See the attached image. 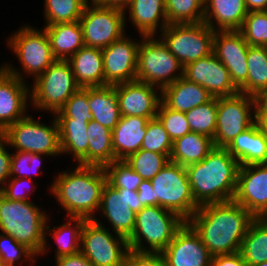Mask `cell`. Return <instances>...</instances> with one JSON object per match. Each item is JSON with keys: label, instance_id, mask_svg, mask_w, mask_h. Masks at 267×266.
<instances>
[{"label": "cell", "instance_id": "obj_33", "mask_svg": "<svg viewBox=\"0 0 267 266\" xmlns=\"http://www.w3.org/2000/svg\"><path fill=\"white\" fill-rule=\"evenodd\" d=\"M214 147L212 138L191 131L173 142L169 161L187 167L203 160Z\"/></svg>", "mask_w": 267, "mask_h": 266}, {"label": "cell", "instance_id": "obj_37", "mask_svg": "<svg viewBox=\"0 0 267 266\" xmlns=\"http://www.w3.org/2000/svg\"><path fill=\"white\" fill-rule=\"evenodd\" d=\"M88 0H44L45 25L79 21Z\"/></svg>", "mask_w": 267, "mask_h": 266}, {"label": "cell", "instance_id": "obj_3", "mask_svg": "<svg viewBox=\"0 0 267 266\" xmlns=\"http://www.w3.org/2000/svg\"><path fill=\"white\" fill-rule=\"evenodd\" d=\"M239 162L223 147H214L200 162L186 167L195 203L200 207L234 199Z\"/></svg>", "mask_w": 267, "mask_h": 266}, {"label": "cell", "instance_id": "obj_21", "mask_svg": "<svg viewBox=\"0 0 267 266\" xmlns=\"http://www.w3.org/2000/svg\"><path fill=\"white\" fill-rule=\"evenodd\" d=\"M161 254L166 266H211L212 255L187 222Z\"/></svg>", "mask_w": 267, "mask_h": 266}, {"label": "cell", "instance_id": "obj_30", "mask_svg": "<svg viewBox=\"0 0 267 266\" xmlns=\"http://www.w3.org/2000/svg\"><path fill=\"white\" fill-rule=\"evenodd\" d=\"M59 129L60 149L62 155H71L75 163L88 166L89 121L73 119H56Z\"/></svg>", "mask_w": 267, "mask_h": 266}, {"label": "cell", "instance_id": "obj_28", "mask_svg": "<svg viewBox=\"0 0 267 266\" xmlns=\"http://www.w3.org/2000/svg\"><path fill=\"white\" fill-rule=\"evenodd\" d=\"M212 98L204 87L190 82L184 77L161 90V101L168 108L183 113L207 103Z\"/></svg>", "mask_w": 267, "mask_h": 266}, {"label": "cell", "instance_id": "obj_11", "mask_svg": "<svg viewBox=\"0 0 267 266\" xmlns=\"http://www.w3.org/2000/svg\"><path fill=\"white\" fill-rule=\"evenodd\" d=\"M99 218L84 222L80 252L93 266H125L128 240L106 228Z\"/></svg>", "mask_w": 267, "mask_h": 266}, {"label": "cell", "instance_id": "obj_40", "mask_svg": "<svg viewBox=\"0 0 267 266\" xmlns=\"http://www.w3.org/2000/svg\"><path fill=\"white\" fill-rule=\"evenodd\" d=\"M192 132L214 138L217 121V98L194 107L185 113Z\"/></svg>", "mask_w": 267, "mask_h": 266}, {"label": "cell", "instance_id": "obj_26", "mask_svg": "<svg viewBox=\"0 0 267 266\" xmlns=\"http://www.w3.org/2000/svg\"><path fill=\"white\" fill-rule=\"evenodd\" d=\"M149 119L140 116H121L112 130V147L116 160H125L141 149Z\"/></svg>", "mask_w": 267, "mask_h": 266}, {"label": "cell", "instance_id": "obj_7", "mask_svg": "<svg viewBox=\"0 0 267 266\" xmlns=\"http://www.w3.org/2000/svg\"><path fill=\"white\" fill-rule=\"evenodd\" d=\"M27 114L20 120L8 126L1 138L9 148L18 152L45 154L50 157L62 155L60 149L59 129L56 118L53 117L49 124Z\"/></svg>", "mask_w": 267, "mask_h": 266}, {"label": "cell", "instance_id": "obj_22", "mask_svg": "<svg viewBox=\"0 0 267 266\" xmlns=\"http://www.w3.org/2000/svg\"><path fill=\"white\" fill-rule=\"evenodd\" d=\"M29 107V83L9 74L0 66V133L26 116Z\"/></svg>", "mask_w": 267, "mask_h": 266}, {"label": "cell", "instance_id": "obj_5", "mask_svg": "<svg viewBox=\"0 0 267 266\" xmlns=\"http://www.w3.org/2000/svg\"><path fill=\"white\" fill-rule=\"evenodd\" d=\"M41 207V208H40ZM33 201H15L0 193V231L25 245L37 257L45 241L48 211Z\"/></svg>", "mask_w": 267, "mask_h": 266}, {"label": "cell", "instance_id": "obj_50", "mask_svg": "<svg viewBox=\"0 0 267 266\" xmlns=\"http://www.w3.org/2000/svg\"><path fill=\"white\" fill-rule=\"evenodd\" d=\"M7 147H9L8 144L0 137V193L10 178L12 152Z\"/></svg>", "mask_w": 267, "mask_h": 266}, {"label": "cell", "instance_id": "obj_2", "mask_svg": "<svg viewBox=\"0 0 267 266\" xmlns=\"http://www.w3.org/2000/svg\"><path fill=\"white\" fill-rule=\"evenodd\" d=\"M72 167L53 176L54 180L48 186L49 194L67 217L94 219L98 216L102 189L107 182L106 172L99 166L77 164Z\"/></svg>", "mask_w": 267, "mask_h": 266}, {"label": "cell", "instance_id": "obj_8", "mask_svg": "<svg viewBox=\"0 0 267 266\" xmlns=\"http://www.w3.org/2000/svg\"><path fill=\"white\" fill-rule=\"evenodd\" d=\"M183 65L158 36H143L138 48L136 80L161 90L183 77Z\"/></svg>", "mask_w": 267, "mask_h": 266}, {"label": "cell", "instance_id": "obj_44", "mask_svg": "<svg viewBox=\"0 0 267 266\" xmlns=\"http://www.w3.org/2000/svg\"><path fill=\"white\" fill-rule=\"evenodd\" d=\"M45 154H34L28 152H14L12 151V158L10 164V178H28L33 179L34 175L41 174ZM40 170V171H39Z\"/></svg>", "mask_w": 267, "mask_h": 266}, {"label": "cell", "instance_id": "obj_20", "mask_svg": "<svg viewBox=\"0 0 267 266\" xmlns=\"http://www.w3.org/2000/svg\"><path fill=\"white\" fill-rule=\"evenodd\" d=\"M121 116L156 117L161 89L138 80L115 84Z\"/></svg>", "mask_w": 267, "mask_h": 266}, {"label": "cell", "instance_id": "obj_27", "mask_svg": "<svg viewBox=\"0 0 267 266\" xmlns=\"http://www.w3.org/2000/svg\"><path fill=\"white\" fill-rule=\"evenodd\" d=\"M67 61L80 88L104 86L102 49L83 46Z\"/></svg>", "mask_w": 267, "mask_h": 266}, {"label": "cell", "instance_id": "obj_49", "mask_svg": "<svg viewBox=\"0 0 267 266\" xmlns=\"http://www.w3.org/2000/svg\"><path fill=\"white\" fill-rule=\"evenodd\" d=\"M125 266H166L161 253L138 252L129 249Z\"/></svg>", "mask_w": 267, "mask_h": 266}, {"label": "cell", "instance_id": "obj_51", "mask_svg": "<svg viewBox=\"0 0 267 266\" xmlns=\"http://www.w3.org/2000/svg\"><path fill=\"white\" fill-rule=\"evenodd\" d=\"M211 266H247L240 252L212 256Z\"/></svg>", "mask_w": 267, "mask_h": 266}, {"label": "cell", "instance_id": "obj_34", "mask_svg": "<svg viewBox=\"0 0 267 266\" xmlns=\"http://www.w3.org/2000/svg\"><path fill=\"white\" fill-rule=\"evenodd\" d=\"M88 166L105 167L116 159L112 147V131L95 120H90L87 127Z\"/></svg>", "mask_w": 267, "mask_h": 266}, {"label": "cell", "instance_id": "obj_29", "mask_svg": "<svg viewBox=\"0 0 267 266\" xmlns=\"http://www.w3.org/2000/svg\"><path fill=\"white\" fill-rule=\"evenodd\" d=\"M226 149L240 166L267 164V143L256 122L235 137Z\"/></svg>", "mask_w": 267, "mask_h": 266}, {"label": "cell", "instance_id": "obj_25", "mask_svg": "<svg viewBox=\"0 0 267 266\" xmlns=\"http://www.w3.org/2000/svg\"><path fill=\"white\" fill-rule=\"evenodd\" d=\"M50 216L46 222L45 226V241L42 248V251L38 257L46 255L49 250L51 244L48 243L49 236L54 239L56 243L55 249V258L65 256V255H73L80 252V243H81V232L84 225V222L87 220L85 218H74V217H66L65 223L60 224L59 226H50ZM49 234V236H48ZM48 245V246H47Z\"/></svg>", "mask_w": 267, "mask_h": 266}, {"label": "cell", "instance_id": "obj_24", "mask_svg": "<svg viewBox=\"0 0 267 266\" xmlns=\"http://www.w3.org/2000/svg\"><path fill=\"white\" fill-rule=\"evenodd\" d=\"M248 14L244 0H205V22L214 31L240 30Z\"/></svg>", "mask_w": 267, "mask_h": 266}, {"label": "cell", "instance_id": "obj_45", "mask_svg": "<svg viewBox=\"0 0 267 266\" xmlns=\"http://www.w3.org/2000/svg\"><path fill=\"white\" fill-rule=\"evenodd\" d=\"M53 116L56 119L90 121L92 117L88 101V87L79 88Z\"/></svg>", "mask_w": 267, "mask_h": 266}, {"label": "cell", "instance_id": "obj_43", "mask_svg": "<svg viewBox=\"0 0 267 266\" xmlns=\"http://www.w3.org/2000/svg\"><path fill=\"white\" fill-rule=\"evenodd\" d=\"M239 31L249 46L267 47V11L248 12Z\"/></svg>", "mask_w": 267, "mask_h": 266}, {"label": "cell", "instance_id": "obj_42", "mask_svg": "<svg viewBox=\"0 0 267 266\" xmlns=\"http://www.w3.org/2000/svg\"><path fill=\"white\" fill-rule=\"evenodd\" d=\"M107 183L115 189L137 191L143 181L124 160H115L104 167Z\"/></svg>", "mask_w": 267, "mask_h": 266}, {"label": "cell", "instance_id": "obj_48", "mask_svg": "<svg viewBox=\"0 0 267 266\" xmlns=\"http://www.w3.org/2000/svg\"><path fill=\"white\" fill-rule=\"evenodd\" d=\"M30 183V184H29ZM29 186V187H28ZM37 189L33 179L28 178H9L1 192L7 199L15 201H32V195Z\"/></svg>", "mask_w": 267, "mask_h": 266}, {"label": "cell", "instance_id": "obj_10", "mask_svg": "<svg viewBox=\"0 0 267 266\" xmlns=\"http://www.w3.org/2000/svg\"><path fill=\"white\" fill-rule=\"evenodd\" d=\"M150 181L154 192V206L170 210L186 222L199 208L192 194L186 167L169 162Z\"/></svg>", "mask_w": 267, "mask_h": 266}, {"label": "cell", "instance_id": "obj_6", "mask_svg": "<svg viewBox=\"0 0 267 266\" xmlns=\"http://www.w3.org/2000/svg\"><path fill=\"white\" fill-rule=\"evenodd\" d=\"M185 222L178 214L160 206L143 207L136 213L135 227L128 239L129 249L161 253Z\"/></svg>", "mask_w": 267, "mask_h": 266}, {"label": "cell", "instance_id": "obj_19", "mask_svg": "<svg viewBox=\"0 0 267 266\" xmlns=\"http://www.w3.org/2000/svg\"><path fill=\"white\" fill-rule=\"evenodd\" d=\"M248 48L249 45L239 30L214 33L213 53L227 68L232 82L238 89L247 81Z\"/></svg>", "mask_w": 267, "mask_h": 266}, {"label": "cell", "instance_id": "obj_35", "mask_svg": "<svg viewBox=\"0 0 267 266\" xmlns=\"http://www.w3.org/2000/svg\"><path fill=\"white\" fill-rule=\"evenodd\" d=\"M239 252L247 266L267 261V218H255L251 222Z\"/></svg>", "mask_w": 267, "mask_h": 266}, {"label": "cell", "instance_id": "obj_17", "mask_svg": "<svg viewBox=\"0 0 267 266\" xmlns=\"http://www.w3.org/2000/svg\"><path fill=\"white\" fill-rule=\"evenodd\" d=\"M233 200L254 218H267V164L240 166Z\"/></svg>", "mask_w": 267, "mask_h": 266}, {"label": "cell", "instance_id": "obj_14", "mask_svg": "<svg viewBox=\"0 0 267 266\" xmlns=\"http://www.w3.org/2000/svg\"><path fill=\"white\" fill-rule=\"evenodd\" d=\"M79 23L84 44L88 47L104 49L127 33L123 11L90 2L86 4Z\"/></svg>", "mask_w": 267, "mask_h": 266}, {"label": "cell", "instance_id": "obj_58", "mask_svg": "<svg viewBox=\"0 0 267 266\" xmlns=\"http://www.w3.org/2000/svg\"><path fill=\"white\" fill-rule=\"evenodd\" d=\"M256 266H267V261L262 262V263H260V264H258V265H256Z\"/></svg>", "mask_w": 267, "mask_h": 266}, {"label": "cell", "instance_id": "obj_55", "mask_svg": "<svg viewBox=\"0 0 267 266\" xmlns=\"http://www.w3.org/2000/svg\"><path fill=\"white\" fill-rule=\"evenodd\" d=\"M132 0H88V2L100 6V7H106V8H113L118 9L121 11H125Z\"/></svg>", "mask_w": 267, "mask_h": 266}, {"label": "cell", "instance_id": "obj_36", "mask_svg": "<svg viewBox=\"0 0 267 266\" xmlns=\"http://www.w3.org/2000/svg\"><path fill=\"white\" fill-rule=\"evenodd\" d=\"M247 66V81L239 88V92L255 96L267 88V47L249 46Z\"/></svg>", "mask_w": 267, "mask_h": 266}, {"label": "cell", "instance_id": "obj_31", "mask_svg": "<svg viewBox=\"0 0 267 266\" xmlns=\"http://www.w3.org/2000/svg\"><path fill=\"white\" fill-rule=\"evenodd\" d=\"M43 28L48 34L51 51L56 60H68L85 46L79 21L44 25Z\"/></svg>", "mask_w": 267, "mask_h": 266}, {"label": "cell", "instance_id": "obj_38", "mask_svg": "<svg viewBox=\"0 0 267 266\" xmlns=\"http://www.w3.org/2000/svg\"><path fill=\"white\" fill-rule=\"evenodd\" d=\"M205 0H165L168 24L199 23L204 18Z\"/></svg>", "mask_w": 267, "mask_h": 266}, {"label": "cell", "instance_id": "obj_18", "mask_svg": "<svg viewBox=\"0 0 267 266\" xmlns=\"http://www.w3.org/2000/svg\"><path fill=\"white\" fill-rule=\"evenodd\" d=\"M183 77L204 87L213 98L239 93V89L232 82L227 68L214 53L185 65Z\"/></svg>", "mask_w": 267, "mask_h": 266}, {"label": "cell", "instance_id": "obj_46", "mask_svg": "<svg viewBox=\"0 0 267 266\" xmlns=\"http://www.w3.org/2000/svg\"><path fill=\"white\" fill-rule=\"evenodd\" d=\"M172 145L173 141L160 120L157 117L150 119L146 126L141 149L160 154H171Z\"/></svg>", "mask_w": 267, "mask_h": 266}, {"label": "cell", "instance_id": "obj_54", "mask_svg": "<svg viewBox=\"0 0 267 266\" xmlns=\"http://www.w3.org/2000/svg\"><path fill=\"white\" fill-rule=\"evenodd\" d=\"M253 97L256 117H267V88L259 91Z\"/></svg>", "mask_w": 267, "mask_h": 266}, {"label": "cell", "instance_id": "obj_39", "mask_svg": "<svg viewBox=\"0 0 267 266\" xmlns=\"http://www.w3.org/2000/svg\"><path fill=\"white\" fill-rule=\"evenodd\" d=\"M170 154H160L140 149L130 154L124 161L143 180L153 179L170 161Z\"/></svg>", "mask_w": 267, "mask_h": 266}, {"label": "cell", "instance_id": "obj_53", "mask_svg": "<svg viewBox=\"0 0 267 266\" xmlns=\"http://www.w3.org/2000/svg\"><path fill=\"white\" fill-rule=\"evenodd\" d=\"M137 194L143 207L154 206V192L150 180H143L141 182Z\"/></svg>", "mask_w": 267, "mask_h": 266}, {"label": "cell", "instance_id": "obj_41", "mask_svg": "<svg viewBox=\"0 0 267 266\" xmlns=\"http://www.w3.org/2000/svg\"><path fill=\"white\" fill-rule=\"evenodd\" d=\"M0 260L3 266H23L27 262L28 266H35L38 257L25 245L18 243L12 236L0 232ZM37 261V262H36Z\"/></svg>", "mask_w": 267, "mask_h": 266}, {"label": "cell", "instance_id": "obj_15", "mask_svg": "<svg viewBox=\"0 0 267 266\" xmlns=\"http://www.w3.org/2000/svg\"><path fill=\"white\" fill-rule=\"evenodd\" d=\"M143 209L137 191L115 189L107 182L101 193L99 216L108 221L113 233L129 239L133 233L136 213ZM101 212V213H100Z\"/></svg>", "mask_w": 267, "mask_h": 266}, {"label": "cell", "instance_id": "obj_9", "mask_svg": "<svg viewBox=\"0 0 267 266\" xmlns=\"http://www.w3.org/2000/svg\"><path fill=\"white\" fill-rule=\"evenodd\" d=\"M79 88L70 63L56 60L30 84L31 108L54 114Z\"/></svg>", "mask_w": 267, "mask_h": 266}, {"label": "cell", "instance_id": "obj_4", "mask_svg": "<svg viewBox=\"0 0 267 266\" xmlns=\"http://www.w3.org/2000/svg\"><path fill=\"white\" fill-rule=\"evenodd\" d=\"M6 46L18 59L21 68L19 70L18 67L8 62L0 66L9 74L25 82H28L26 81L28 77L34 81L56 61L51 51L48 34L43 27L38 29L28 23L22 25L10 34L6 40Z\"/></svg>", "mask_w": 267, "mask_h": 266}, {"label": "cell", "instance_id": "obj_12", "mask_svg": "<svg viewBox=\"0 0 267 266\" xmlns=\"http://www.w3.org/2000/svg\"><path fill=\"white\" fill-rule=\"evenodd\" d=\"M215 31L205 22L168 24L157 36L183 67L213 53Z\"/></svg>", "mask_w": 267, "mask_h": 266}, {"label": "cell", "instance_id": "obj_52", "mask_svg": "<svg viewBox=\"0 0 267 266\" xmlns=\"http://www.w3.org/2000/svg\"><path fill=\"white\" fill-rule=\"evenodd\" d=\"M55 266H93V264L81 253L65 255L56 258Z\"/></svg>", "mask_w": 267, "mask_h": 266}, {"label": "cell", "instance_id": "obj_57", "mask_svg": "<svg viewBox=\"0 0 267 266\" xmlns=\"http://www.w3.org/2000/svg\"><path fill=\"white\" fill-rule=\"evenodd\" d=\"M256 123L263 133L265 141L267 143V117H256Z\"/></svg>", "mask_w": 267, "mask_h": 266}, {"label": "cell", "instance_id": "obj_1", "mask_svg": "<svg viewBox=\"0 0 267 266\" xmlns=\"http://www.w3.org/2000/svg\"><path fill=\"white\" fill-rule=\"evenodd\" d=\"M255 218L234 200L200 206L187 223L212 256L239 252Z\"/></svg>", "mask_w": 267, "mask_h": 266}, {"label": "cell", "instance_id": "obj_13", "mask_svg": "<svg viewBox=\"0 0 267 266\" xmlns=\"http://www.w3.org/2000/svg\"><path fill=\"white\" fill-rule=\"evenodd\" d=\"M256 122L254 97L243 93L217 98L215 147L226 148Z\"/></svg>", "mask_w": 267, "mask_h": 266}, {"label": "cell", "instance_id": "obj_16", "mask_svg": "<svg viewBox=\"0 0 267 266\" xmlns=\"http://www.w3.org/2000/svg\"><path fill=\"white\" fill-rule=\"evenodd\" d=\"M131 39L125 34L108 47L102 49L104 86L136 80L138 48L142 35Z\"/></svg>", "mask_w": 267, "mask_h": 266}, {"label": "cell", "instance_id": "obj_32", "mask_svg": "<svg viewBox=\"0 0 267 266\" xmlns=\"http://www.w3.org/2000/svg\"><path fill=\"white\" fill-rule=\"evenodd\" d=\"M92 120L113 130L121 117L114 85L88 87Z\"/></svg>", "mask_w": 267, "mask_h": 266}, {"label": "cell", "instance_id": "obj_23", "mask_svg": "<svg viewBox=\"0 0 267 266\" xmlns=\"http://www.w3.org/2000/svg\"><path fill=\"white\" fill-rule=\"evenodd\" d=\"M124 13L142 36H157L168 25L165 0H132Z\"/></svg>", "mask_w": 267, "mask_h": 266}, {"label": "cell", "instance_id": "obj_56", "mask_svg": "<svg viewBox=\"0 0 267 266\" xmlns=\"http://www.w3.org/2000/svg\"><path fill=\"white\" fill-rule=\"evenodd\" d=\"M248 12L267 11V0H244Z\"/></svg>", "mask_w": 267, "mask_h": 266}, {"label": "cell", "instance_id": "obj_47", "mask_svg": "<svg viewBox=\"0 0 267 266\" xmlns=\"http://www.w3.org/2000/svg\"><path fill=\"white\" fill-rule=\"evenodd\" d=\"M156 117L163 124L173 142L191 132L185 113L168 108L162 101Z\"/></svg>", "mask_w": 267, "mask_h": 266}]
</instances>
